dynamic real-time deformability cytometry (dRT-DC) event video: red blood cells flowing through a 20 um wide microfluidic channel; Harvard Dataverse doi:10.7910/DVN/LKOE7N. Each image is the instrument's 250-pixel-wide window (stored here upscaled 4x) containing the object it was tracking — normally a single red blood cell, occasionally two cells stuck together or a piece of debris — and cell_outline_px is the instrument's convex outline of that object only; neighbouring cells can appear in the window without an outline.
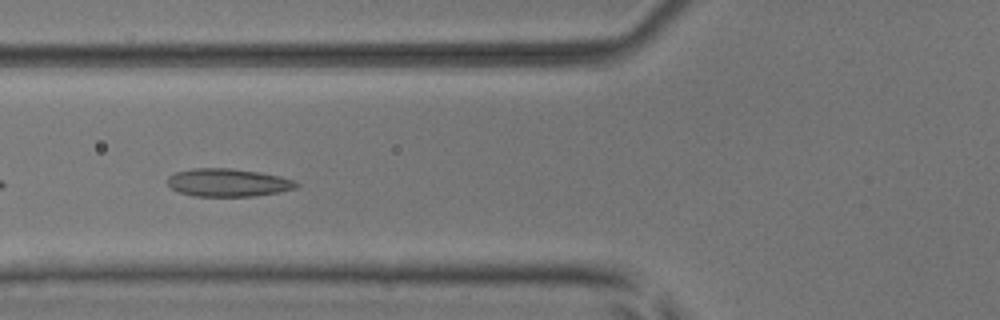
{"species": "common noctule bat (a hibernating species)", "species_latin": "Nyctalus noctula", "temperature_condition": "room temperature", "stored_images_in_passage": 30, "camera_frame_rate_fps": 3000, "um_per_image_px": 0.085, "animal": {"sex": "male", "body_mass_g": 17.9, "forearm_length_mm": 54.2}, "frame": {"image": 1, "passage_image": 5, "time_ms": 1.333, "image_size_px": [1000, 320], "cell_outline_px": [[300, 184], [296, 188], [280, 192], [256, 196], [192, 196], [180, 192], [172, 188], [168, 184], [168, 176], [176, 172], [192, 168], [228, 168], [256, 172], [280, 176], [296, 180]], "centroid_in_image_um": [19.41, 15.52], "position_along_channel_um": 106.4, "area_um2": 20.98}, "authors_computed_cell_mechanics": {"area_um2": 19.6231, "velocity_mm_per_s": 3.9104, "shape_relaxation_time_tau1_ms": 6.5006, "shape_relaxation_time_tau2_ms": 1.7151, "deformation_change_tau1": 0.128, "deformation_change_tau2": 0.0751}}